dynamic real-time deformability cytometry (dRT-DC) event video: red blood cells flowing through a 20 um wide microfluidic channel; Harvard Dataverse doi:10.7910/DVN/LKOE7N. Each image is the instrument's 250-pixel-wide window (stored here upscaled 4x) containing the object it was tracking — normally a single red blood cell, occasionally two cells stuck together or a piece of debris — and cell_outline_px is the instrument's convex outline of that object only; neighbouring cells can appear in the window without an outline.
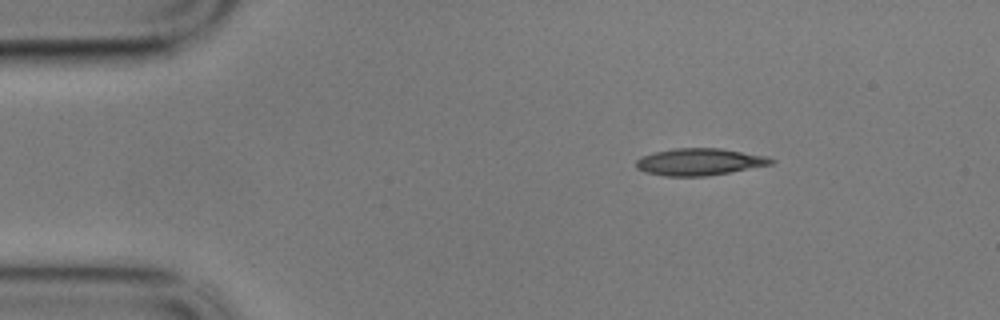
{"species": "common noctule bat (a hibernating species)", "species_latin": "Nyctalus noctula", "temperature_condition": "cold", "stored_images_in_passage": 51, "camera_frame_rate_fps": 3000, "um_per_image_px": 0.085, "animal": {"sex": "male", "body_mass_g": 17.9}, "frame": {"image": 1, "passage_image": 1, "time_ms": 0.0, "image_size_px": [1000, 320], "cell_outline_px": [[776, 160], [772, 164], [728, 172], [704, 176], [664, 176], [644, 172], [636, 168], [636, 160], [640, 156], [656, 152], [676, 148], [720, 148], [768, 156]], "centroid_in_image_um": [59.43, 13.75], "position_along_channel_um": 25.6, "area_um2": 21.15}}
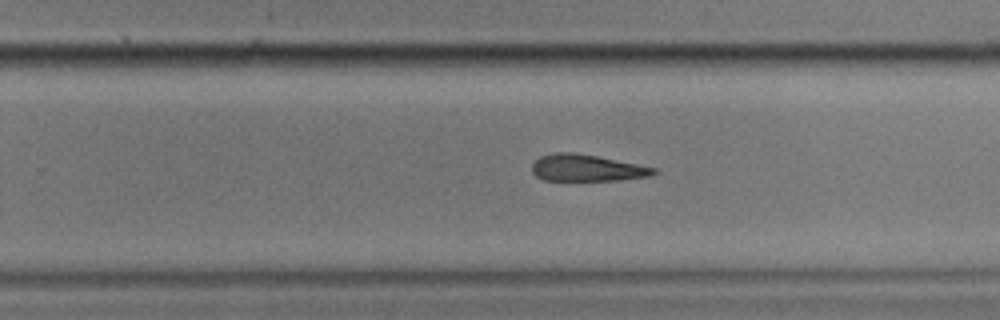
{"frame": {"image": 2, "passage_image": 29, "time_ms": 9.333, "image_size_px": [1000, 320], "cell_outline_px": [[660, 172], [652, 176], [616, 180], [544, 180], [536, 176], [532, 172], [532, 164], [540, 156], [556, 152], [576, 152], [656, 168]], "centroid_in_image_um": [49.88, 14.27], "position_along_channel_um": 279.9, "area_um2": 18.9}}
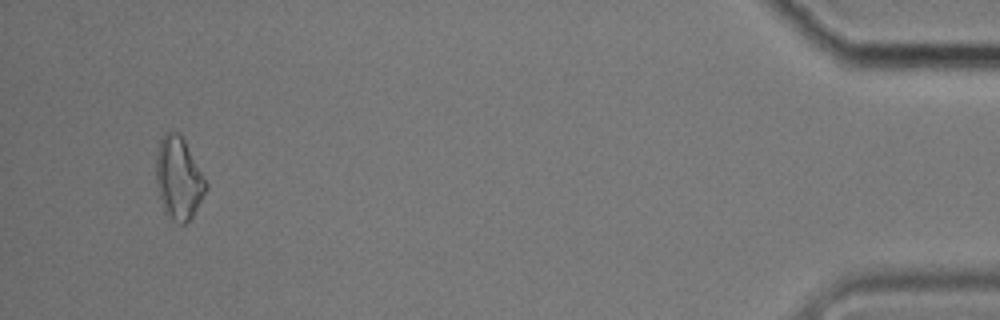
{"frame": {"image": 3, "passage_image": 48, "time_ms": 15.667, "image_size_px": [1000, 320], "cell_outline_px": [[208, 188], [192, 216], [184, 224], [180, 224], [172, 220], [164, 212], [156, 188], [156, 152], [160, 140], [164, 132], [168, 128], [180, 132], [208, 184]], "centroid_in_image_um": [15.15, 15.11], "position_along_channel_um": 420.0, "area_um2": 24.28}, "authors_computed_cell_mechanics": {"area_um2": 20.9236, "velocity_mm_per_s": 3.3973, "shape_relaxation_time_tau1_ms": 5.1779, "shape_relaxation_time_tau2_ms": null, "deformation_change_tau1": 0.1278, "deformation_change_tau2": null}}